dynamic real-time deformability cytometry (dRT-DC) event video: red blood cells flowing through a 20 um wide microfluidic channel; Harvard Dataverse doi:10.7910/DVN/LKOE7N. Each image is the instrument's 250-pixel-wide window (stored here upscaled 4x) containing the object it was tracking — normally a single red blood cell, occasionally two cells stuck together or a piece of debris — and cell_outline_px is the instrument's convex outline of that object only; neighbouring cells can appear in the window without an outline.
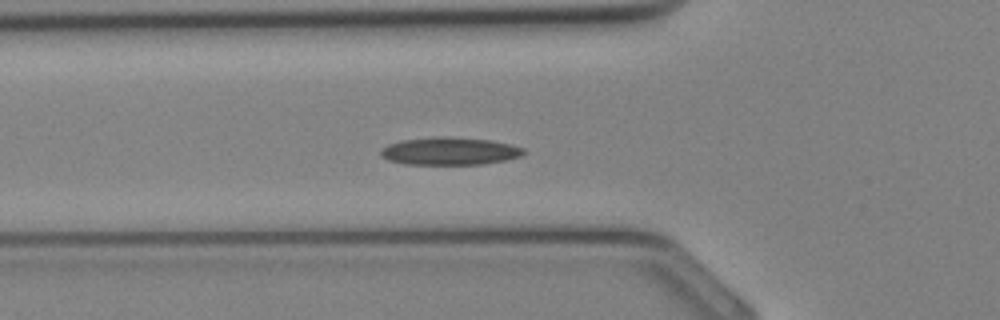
{"species": "Egyptian fruit bat (a non-hibernating species)", "species_latin": "Rousettus aegyptiacus", "temperature_condition": "cold", "stored_images_in_passage": 32, "camera_frame_rate_fps": 3000, "um_per_image_px": 0.085, "animal": {"sex": "female"}, "frame": {"image": 1, "passage_image": 9, "time_ms": 2.667, "image_size_px": [1000, 320], "cell_outline_px": [[524, 152], [520, 156], [504, 160], [480, 164], [404, 164], [388, 160], [380, 156], [380, 148], [388, 144], [400, 140], [436, 136], [448, 136], [492, 140], [524, 148]], "centroid_in_image_um": [38.15, 12.83], "position_along_channel_um": 87.7, "area_um2": 23.12}}
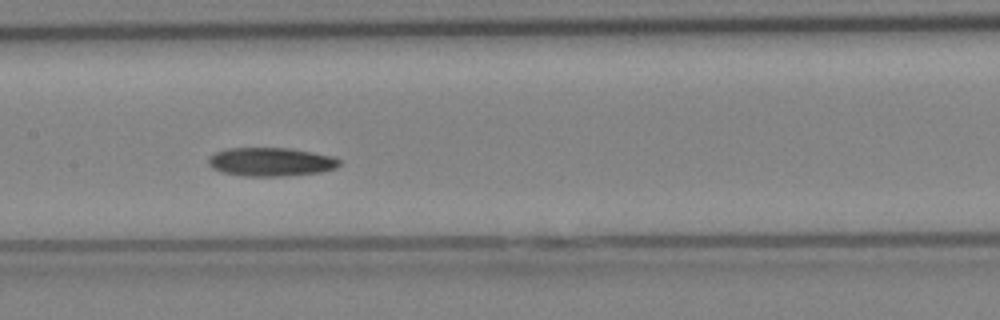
{"frame": {"image": 2, "passage_image": 14, "time_ms": 4.333, "image_size_px": [1000, 320], "cell_outline_px": [[340, 164], [336, 168], [324, 172], [284, 176], [244, 176], [224, 172], [212, 168], [208, 164], [208, 156], [216, 152], [228, 148], [288, 148], [312, 152], [332, 156], [340, 160]], "centroid_in_image_um": [23.03, 13.76], "position_along_channel_um": 184.4, "area_um2": 21.91}}
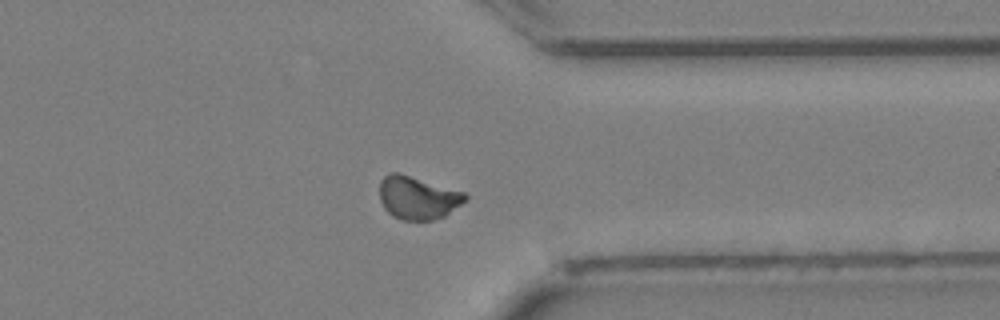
{"frame": {"image": 3, "passage_image": 24, "time_ms": 7.667, "image_size_px": [1000, 320], "cell_outline_px": [[468, 200], [444, 216], [432, 220], [404, 220], [392, 216], [384, 208], [380, 200], [380, 180], [388, 172], [400, 172], [464, 192], [468, 196]], "centroid_in_image_um": [35.5, 16.79], "position_along_channel_um": 375.9, "area_um2": 21.68}}